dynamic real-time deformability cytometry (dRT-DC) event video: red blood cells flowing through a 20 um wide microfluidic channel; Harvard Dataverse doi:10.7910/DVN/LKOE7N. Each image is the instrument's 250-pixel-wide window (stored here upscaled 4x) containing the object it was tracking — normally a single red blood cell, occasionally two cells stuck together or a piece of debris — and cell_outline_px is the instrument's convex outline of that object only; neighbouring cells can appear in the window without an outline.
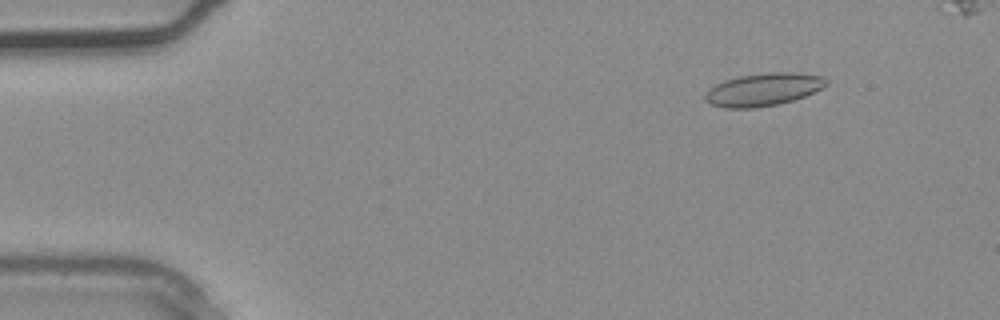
{"species": "common noctule bat (a hibernating species)", "species_latin": "Nyctalus noctula", "temperature_condition": "warm", "stored_images_in_passage": 3, "segment_of_instrument_passage": [2, 2], "camera_frame_rate_fps": 3000, "um_per_image_px": 0.085, "animal": {"sex": "male", "body_mass_g": 20.4}, "frame": {"image": 1, "passage_image": 3, "time_ms": 0.667, "image_size_px": [1000, 320], "cell_outline_px": [[828, 84], [804, 96], [792, 100], [776, 104], [752, 108], [724, 108], [712, 104], [704, 100], [704, 96], [716, 84], [724, 80], [740, 76], [772, 72], [796, 72], [824, 76], [828, 80]], "centroid_in_image_um": [64.9, 7.6], "position_along_channel_um": 20.1, "area_um2": 22.83}}